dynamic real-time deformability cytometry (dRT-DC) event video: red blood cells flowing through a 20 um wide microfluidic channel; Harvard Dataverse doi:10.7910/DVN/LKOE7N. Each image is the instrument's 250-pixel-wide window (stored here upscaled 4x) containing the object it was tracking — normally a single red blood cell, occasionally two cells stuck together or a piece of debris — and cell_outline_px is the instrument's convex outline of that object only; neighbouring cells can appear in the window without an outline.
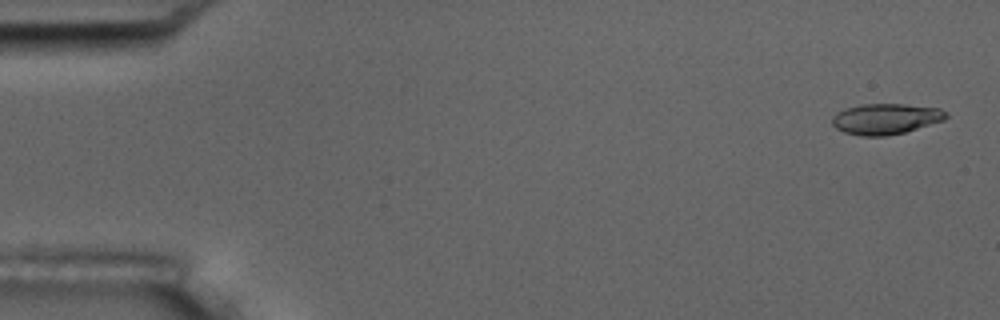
{"species": "common noctule bat (a hibernating species)", "species_latin": "Nyctalus noctula", "temperature_condition": "room temperature", "stored_images_in_passage": 6, "camera_frame_rate_fps": 3000, "um_per_image_px": 0.085, "animal": {"sex": "male", "body_mass_g": 17.5, "forearm_length_mm": 52.3}, "frame": {"image": 1, "passage_image": 1, "time_ms": 0.0, "image_size_px": [1000, 320], "cell_outline_px": [[948, 116], [944, 120], [904, 132], [888, 136], [860, 136], [844, 132], [836, 128], [832, 124], [832, 116], [836, 112], [844, 108], [860, 104], [904, 104], [940, 108], [948, 112]], "centroid_in_image_um": [75.26, 10.1], "position_along_channel_um": 9.7, "area_um2": 20.58}}